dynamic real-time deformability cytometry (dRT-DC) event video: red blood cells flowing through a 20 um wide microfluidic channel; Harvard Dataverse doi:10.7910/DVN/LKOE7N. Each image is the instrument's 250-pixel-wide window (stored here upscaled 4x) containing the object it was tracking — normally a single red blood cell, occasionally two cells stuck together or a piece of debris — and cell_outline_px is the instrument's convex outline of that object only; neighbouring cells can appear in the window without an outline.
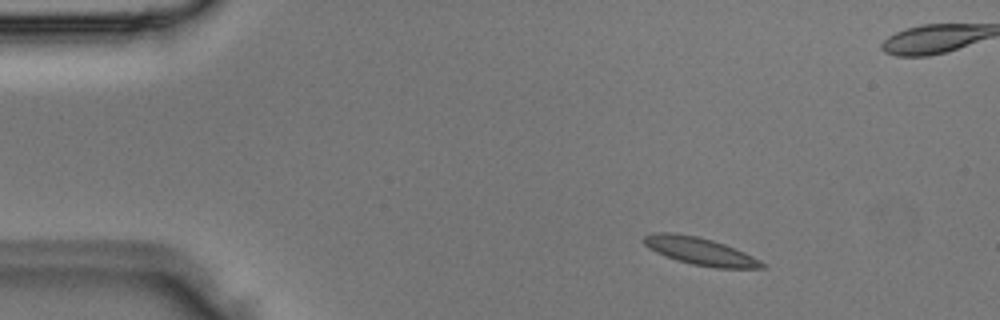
{"species": "Egyptian fruit bat (a non-hibernating species)", "species_latin": "Rousettus aegyptiacus", "temperature_condition": "room temperature", "stored_images_in_passage": 2, "camera_frame_rate_fps": 3000, "um_per_image_px": 0.085, "animal": {"sex": "male"}, "frame": {"image": 1, "passage_image": 1, "time_ms": 0.0, "image_size_px": [1000, 320], "cell_outline_px": [[768, 268], [716, 268], [692, 264], [676, 260], [656, 252], [648, 248], [644, 244], [644, 236], [652, 232], [672, 232], [696, 236], [712, 240], [724, 244], [744, 252], [760, 260]], "centroid_in_image_um": [59.49, 21.35], "position_along_channel_um": 25.5, "area_um2": 18.84}}